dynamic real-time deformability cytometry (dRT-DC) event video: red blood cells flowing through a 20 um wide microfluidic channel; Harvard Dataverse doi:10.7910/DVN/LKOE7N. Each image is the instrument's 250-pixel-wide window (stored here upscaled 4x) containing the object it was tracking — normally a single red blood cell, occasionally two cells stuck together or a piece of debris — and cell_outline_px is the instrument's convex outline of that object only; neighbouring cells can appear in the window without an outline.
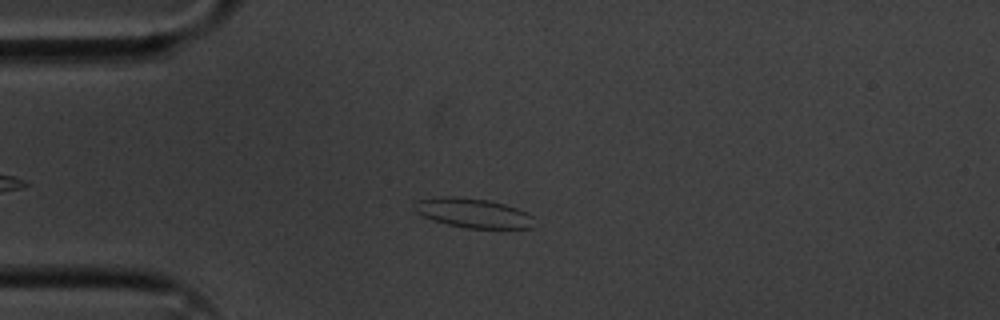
{"species": "common noctule bat (a hibernating species)", "species_latin": "Nyctalus noctula", "temperature_condition": "cold", "stored_images_in_passage": 5, "camera_frame_rate_fps": 3000, "um_per_image_px": 0.085, "animal": {"sex": "male", "body_mass_g": 20.1, "forearm_length_mm": 53.5}, "frame": {"image": 1, "passage_image": 2, "time_ms": 0.333, "image_size_px": [1000, 320], "cell_outline_px": [[532, 228], [468, 228], [448, 224], [432, 220], [416, 212], [412, 204], [416, 200], [440, 196], [456, 196], [488, 200], [504, 204], [528, 212], [532, 216]], "centroid_in_image_um": [40.17, 18.09], "position_along_channel_um": 44.8, "area_um2": 20.52}}
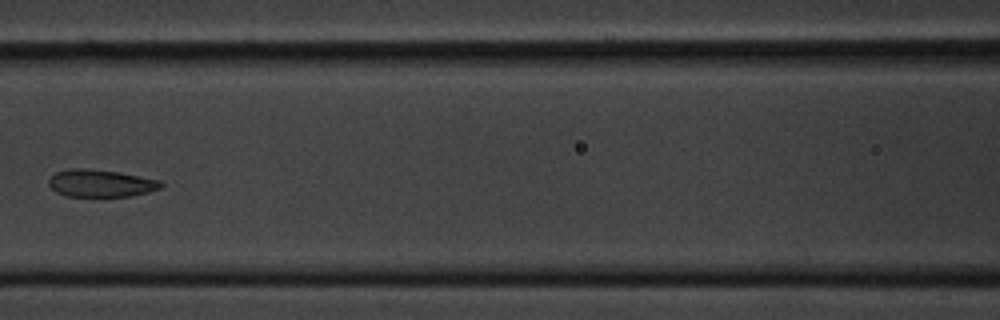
{"frame": {"image": 2, "passage_image": 5, "time_ms": 1.333, "image_size_px": [1000, 320], "cell_outline_px": [[164, 184], [160, 188], [148, 192], [132, 196], [64, 196], [56, 192], [48, 184], [48, 180], [56, 172], [72, 168], [84, 168], [116, 172], [140, 176], [160, 180]], "centroid_in_image_um": [8.56, 15.58], "position_along_channel_um": 158.0, "area_um2": 17.8}}